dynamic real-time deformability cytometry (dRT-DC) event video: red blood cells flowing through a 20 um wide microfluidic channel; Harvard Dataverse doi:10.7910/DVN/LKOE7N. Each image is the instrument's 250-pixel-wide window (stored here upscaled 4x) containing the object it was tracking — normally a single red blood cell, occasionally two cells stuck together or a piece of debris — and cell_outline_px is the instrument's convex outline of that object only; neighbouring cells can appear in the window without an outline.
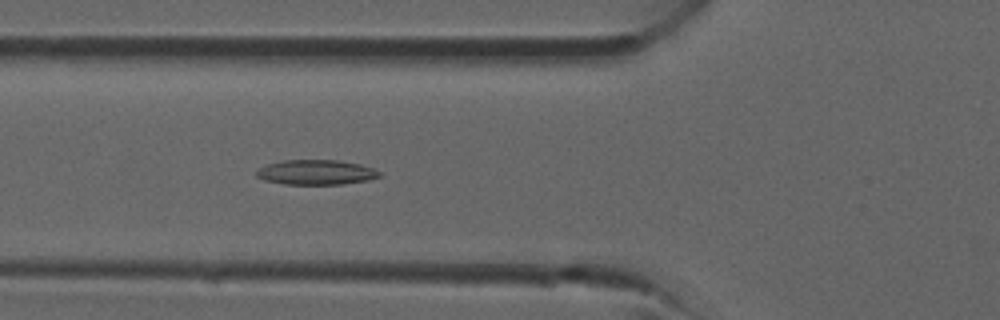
{"species": "common noctule bat (a hibernating species)", "species_latin": "Nyctalus noctula", "temperature_condition": "room temperature", "stored_images_in_passage": 34, "camera_frame_rate_fps": 3000, "um_per_image_px": 0.085, "animal": {"sex": "male", "forearm_length_mm": 52.5}, "frame": {"image": 1, "passage_image": 10, "time_ms": 3.0, "image_size_px": [1000, 320], "cell_outline_px": [[380, 176], [368, 180], [340, 184], [284, 184], [264, 180], [256, 176], [256, 172], [260, 168], [268, 164], [284, 160], [336, 160], [360, 164], [372, 168], [380, 172]], "centroid_in_image_um": [26.86, 14.64], "position_along_channel_um": 98.9, "area_um2": 17.63}}
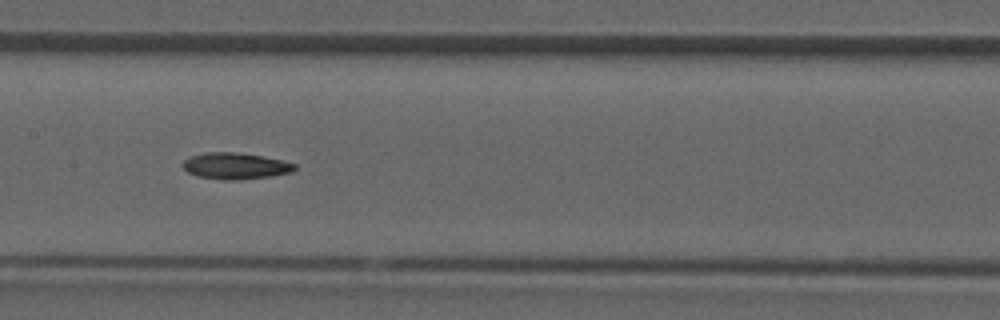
{"frame": {"image": 2, "passage_image": 15, "time_ms": 4.667, "image_size_px": [1000, 320], "cell_outline_px": [[296, 168], [292, 172], [272, 176], [232, 180], [224, 180], [196, 176], [188, 172], [180, 164], [184, 160], [192, 156], [204, 152], [236, 152], [264, 156], [284, 160], [296, 164]], "centroid_in_image_um": [20.02, 14.1], "position_along_channel_um": 187.4, "area_um2": 17.34}}
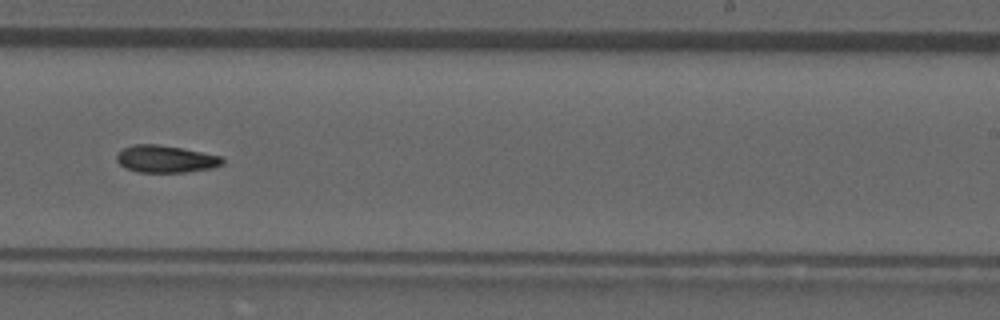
{"frame": {"image": 3, "passage_image": 20, "time_ms": 6.333, "image_size_px": [1000, 320], "cell_outline_px": [[224, 164], [212, 168], [184, 172], [140, 172], [124, 168], [116, 160], [116, 156], [124, 148], [132, 144], [156, 144], [184, 148], [224, 156]], "centroid_in_image_um": [14.12, 13.51], "position_along_channel_um": 274.9, "area_um2": 16.94}}